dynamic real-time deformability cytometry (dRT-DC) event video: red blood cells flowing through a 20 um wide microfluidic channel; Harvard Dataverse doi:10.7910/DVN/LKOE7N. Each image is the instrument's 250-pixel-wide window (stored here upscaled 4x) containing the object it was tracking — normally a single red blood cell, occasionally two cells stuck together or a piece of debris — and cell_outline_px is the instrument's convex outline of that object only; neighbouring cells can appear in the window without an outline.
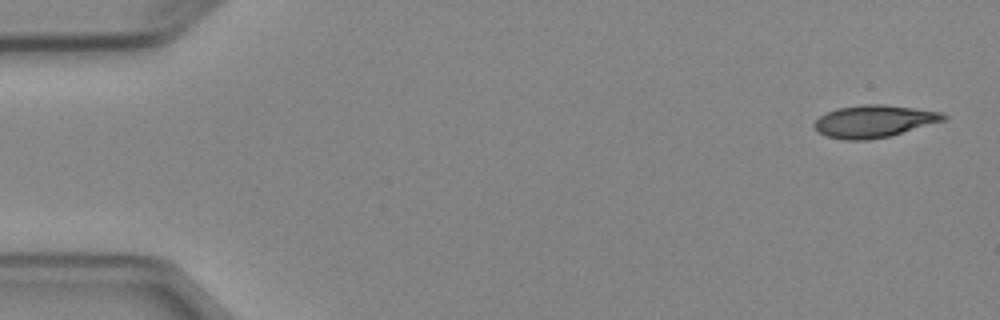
{"species": "Egyptian fruit bat (a non-hibernating species)", "species_latin": "Rousettus aegyptiacus", "temperature_condition": "cold", "stored_images_in_passage": 8, "camera_frame_rate_fps": 3000, "um_per_image_px": 0.085, "animal": {"sex": "female"}, "frame": {"image": 1, "passage_image": 1, "time_ms": 0.0, "image_size_px": [1000, 320], "cell_outline_px": [[948, 120], [888, 136], [868, 140], [844, 140], [828, 136], [820, 132], [816, 128], [816, 120], [820, 116], [836, 108], [864, 104], [884, 104], [940, 112], [948, 116]], "centroid_in_image_um": [74.34, 10.3], "position_along_channel_um": 10.7, "area_um2": 24.04}}
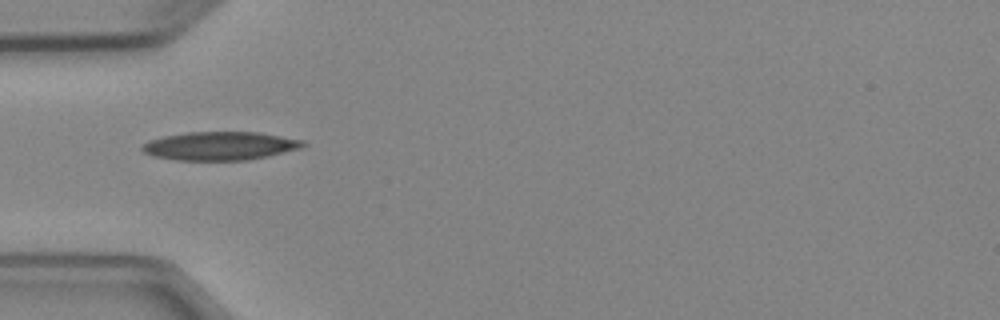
{"frame": {"image": 2, "passage_image": 4, "time_ms": 4.667, "image_size_px": [1000, 320], "cell_outline_px": [[308, 144], [300, 148], [268, 156], [244, 160], [176, 160], [156, 156], [144, 152], [140, 148], [148, 140], [164, 136], [188, 132], [256, 132], [304, 140]], "centroid_in_image_um": [18.71, 12.4], "position_along_channel_um": 66.3, "area_um2": 26.47}}